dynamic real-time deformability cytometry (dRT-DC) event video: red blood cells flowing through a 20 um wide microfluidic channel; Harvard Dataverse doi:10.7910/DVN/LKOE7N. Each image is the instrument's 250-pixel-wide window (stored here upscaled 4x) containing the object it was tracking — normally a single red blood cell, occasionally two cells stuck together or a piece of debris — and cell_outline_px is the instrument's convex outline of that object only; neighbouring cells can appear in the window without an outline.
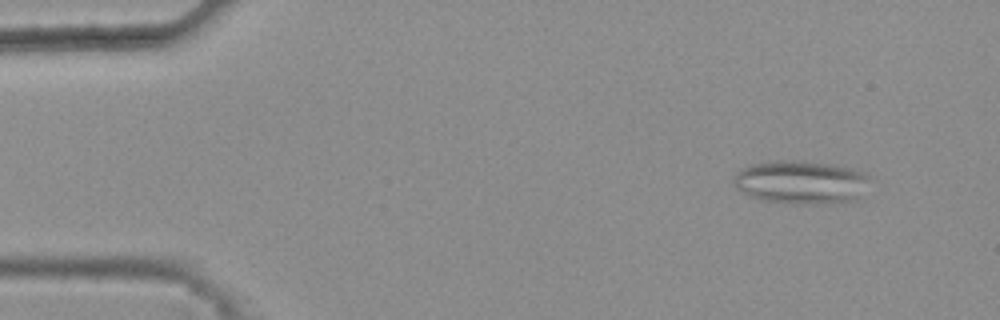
{"species": "common noctule bat (a hibernating species)", "species_latin": "Nyctalus noctula", "temperature_condition": "warm", "stored_images_in_passage": 42, "camera_frame_rate_fps": 3000, "um_per_image_px": 0.085, "animal": {"sex": "female", "body_mass_g": 25.1}, "frame": {"image": 1, "passage_image": 1, "time_ms": 0.0, "image_size_px": [1000, 320], "cell_outline_px": [[868, 176], [856, 200], [832, 204], [788, 204], [760, 200], [736, 188], [732, 184], [732, 176], [740, 168], [752, 164], [776, 160], [804, 160], [832, 164], [852, 168]], "centroid_in_image_um": [67.98, 15.49], "position_along_channel_um": 17.0, "area_um2": 34.62}}
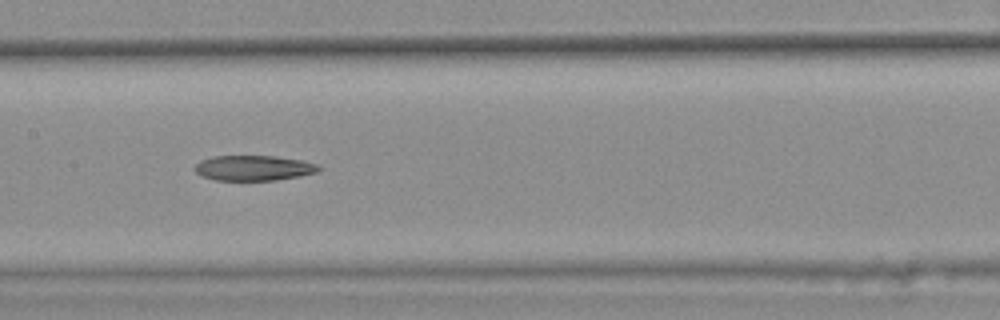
{"frame": {"image": 2, "passage_image": 22, "time_ms": 7.0, "image_size_px": [1000, 320], "cell_outline_px": [[320, 168], [316, 172], [300, 176], [276, 180], [216, 180], [204, 176], [196, 172], [192, 168], [200, 160], [212, 156], [276, 156], [304, 160], [320, 164]], "centroid_in_image_um": [21.58, 14.27], "position_along_channel_um": 185.8, "area_um2": 18.32}}
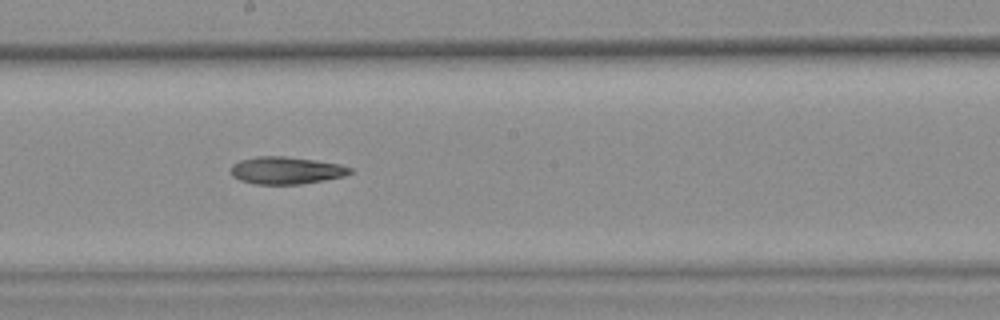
{"frame": {"image": 3, "passage_image": 25, "time_ms": 8.0, "image_size_px": [1000, 320], "cell_outline_px": [[352, 172], [344, 176], [324, 180], [300, 184], [256, 184], [240, 180], [232, 176], [228, 168], [232, 164], [240, 160], [256, 156], [284, 156], [316, 160], [340, 164], [352, 168]], "centroid_in_image_um": [24.29, 14.48], "position_along_channel_um": 223.9, "area_um2": 19.13}}